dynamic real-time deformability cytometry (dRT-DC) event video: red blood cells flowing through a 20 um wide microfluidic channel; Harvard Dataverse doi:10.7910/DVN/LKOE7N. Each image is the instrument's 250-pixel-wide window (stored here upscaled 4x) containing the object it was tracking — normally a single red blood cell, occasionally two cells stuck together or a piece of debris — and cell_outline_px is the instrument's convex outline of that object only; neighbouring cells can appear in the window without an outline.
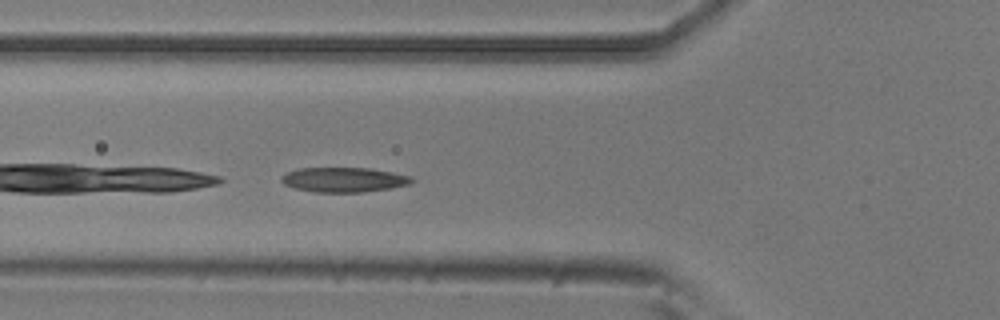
{"species": "common noctule bat (a hibernating species)", "species_latin": "Nyctalus noctula", "temperature_condition": "room temperature", "stored_images_in_passage": 33, "camera_frame_rate_fps": 3000, "um_per_image_px": 0.085, "animal": {"sex": "male", "body_mass_g": 20.5, "forearm_length_mm": 52.5}, "frame": {"image": 1, "passage_image": 3, "time_ms": 0.667, "image_size_px": [1000, 320], "cell_outline_px": [[416, 180], [408, 184], [392, 188], [360, 192], [316, 192], [296, 188], [284, 184], [280, 180], [280, 176], [296, 168], [368, 168], [392, 172], [412, 176]], "centroid_in_image_um": [29.23, 15.27], "position_along_channel_um": 96.6, "area_um2": 18.79}}
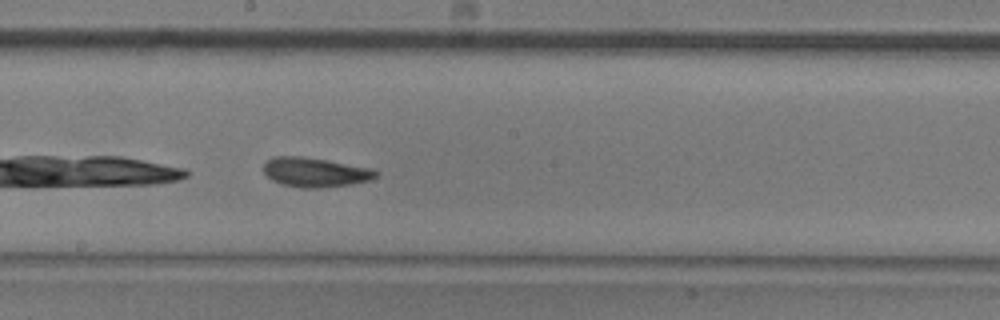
{"frame": {"image": 2, "passage_image": 13, "time_ms": 4.0, "image_size_px": [1000, 320], "cell_outline_px": [[380, 172], [376, 176], [368, 180], [352, 184], [316, 188], [304, 188], [280, 184], [272, 180], [264, 172], [264, 164], [272, 156], [300, 156], [376, 168]], "centroid_in_image_um": [26.81, 14.63], "position_along_channel_um": 221.4, "area_um2": 19.31}}
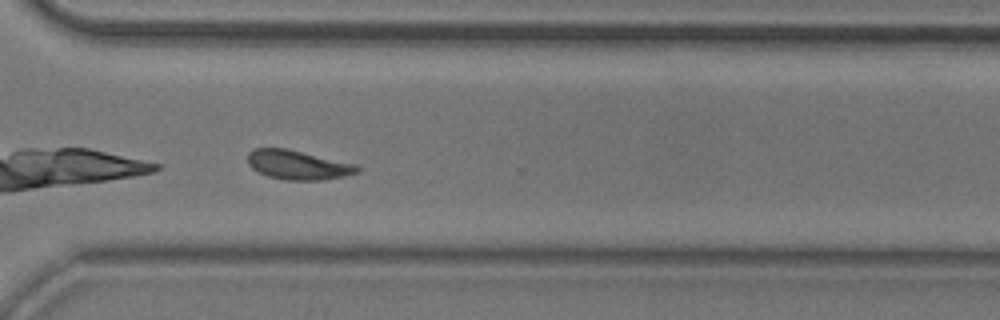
{"frame": {"image": 3, "passage_image": 23, "time_ms": 7.333, "image_size_px": [1000, 320], "cell_outline_px": [[360, 168], [356, 172], [344, 176], [324, 180], [284, 180], [268, 176], [256, 172], [248, 164], [248, 152], [252, 148], [288, 148], [356, 164]], "centroid_in_image_um": [25.28, 14.01], "position_along_channel_um": 345.3, "area_um2": 18.84}}